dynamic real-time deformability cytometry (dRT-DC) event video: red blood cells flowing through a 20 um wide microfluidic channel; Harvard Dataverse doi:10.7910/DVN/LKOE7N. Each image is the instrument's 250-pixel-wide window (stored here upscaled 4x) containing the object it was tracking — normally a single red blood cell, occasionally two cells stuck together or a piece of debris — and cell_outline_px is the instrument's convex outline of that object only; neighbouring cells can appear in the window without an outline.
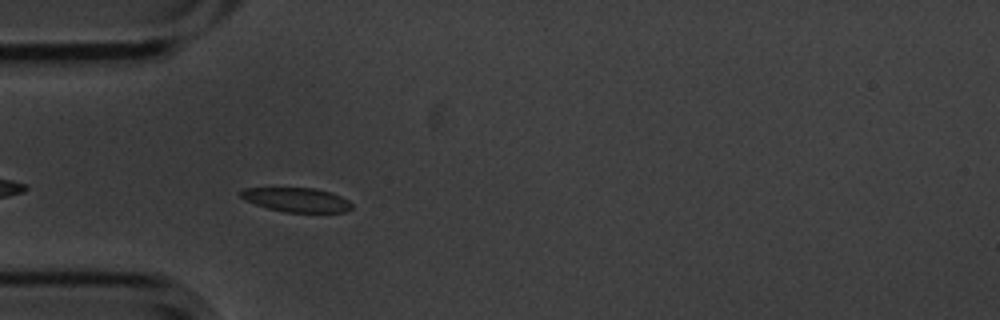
{"species": "common noctule bat (a hibernating species)", "species_latin": "Nyctalus noctula", "temperature_condition": "cold", "stored_images_in_passage": 3, "camera_frame_rate_fps": 3000, "um_per_image_px": 0.085, "animal": {"sex": "male", "body_mass_g": 20.1, "forearm_length_mm": 53.5}, "frame": {"image": 1, "passage_image": 2, "time_ms": 0.333, "image_size_px": [1000, 320], "cell_outline_px": [[352, 208], [344, 212], [284, 212], [268, 208], [244, 200], [240, 196], [240, 192], [244, 188], [312, 188], [328, 192], [340, 196], [348, 200], [352, 204]], "centroid_in_image_um": [25.19, 16.99], "position_along_channel_um": 59.8, "area_um2": 15.49}}
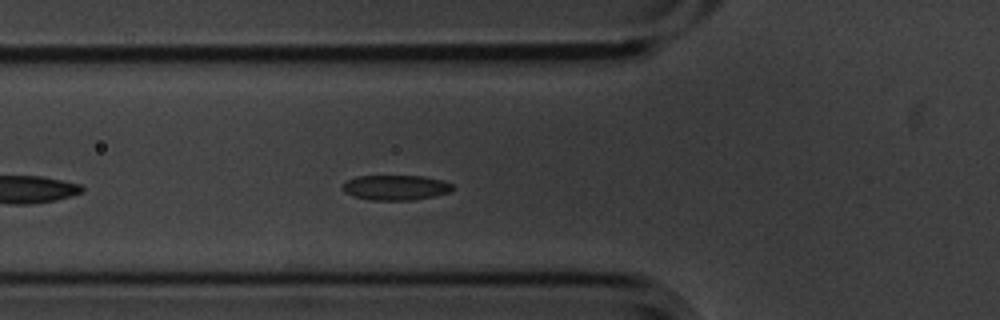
{"frame": {"image": 2, "passage_image": 3, "time_ms": 0.667, "image_size_px": [1000, 320], "cell_outline_px": [[456, 188], [452, 192], [412, 200], [372, 200], [356, 196], [344, 192], [344, 180], [356, 176], [424, 176], [440, 180], [452, 184]], "centroid_in_image_um": [33.66, 15.93], "position_along_channel_um": 92.1, "area_um2": 16.01}}